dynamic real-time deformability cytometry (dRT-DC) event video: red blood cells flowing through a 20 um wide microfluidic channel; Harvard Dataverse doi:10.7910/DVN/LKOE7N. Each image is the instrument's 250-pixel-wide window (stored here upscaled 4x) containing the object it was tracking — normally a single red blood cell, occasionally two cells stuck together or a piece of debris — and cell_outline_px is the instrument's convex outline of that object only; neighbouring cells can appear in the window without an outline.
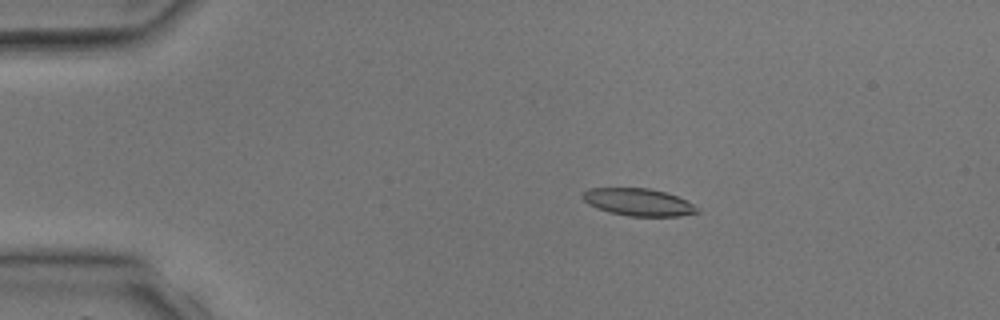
{"species": "common noctule bat (a hibernating species)", "species_latin": "Nyctalus noctula", "temperature_condition": "room temperature", "stored_images_in_passage": 3, "camera_frame_rate_fps": 3000, "um_per_image_px": 0.085, "animal": {"sex": "male", "body_mass_g": 17.9, "forearm_length_mm": 54.2}, "frame": {"image": 1, "passage_image": 2, "time_ms": 1.333, "image_size_px": [1000, 320], "cell_outline_px": [[700, 212], [676, 216], [628, 216], [596, 208], [588, 204], [580, 196], [588, 188], [648, 188], [664, 192], [676, 196], [700, 208]], "centroid_in_image_um": [54.24, 17.18], "position_along_channel_um": 30.8, "area_um2": 18.09}}